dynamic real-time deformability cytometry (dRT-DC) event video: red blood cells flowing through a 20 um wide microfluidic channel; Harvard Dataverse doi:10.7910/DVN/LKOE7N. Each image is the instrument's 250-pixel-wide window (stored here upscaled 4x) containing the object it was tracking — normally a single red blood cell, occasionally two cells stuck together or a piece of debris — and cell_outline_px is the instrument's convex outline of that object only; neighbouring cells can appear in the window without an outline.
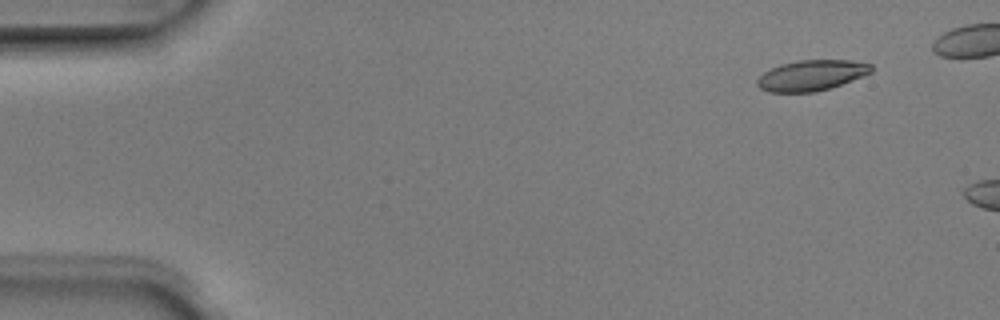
{"species": "Egyptian fruit bat (a non-hibernating species)", "species_latin": "Rousettus aegyptiacus", "temperature_condition": "room temperature", "stored_images_in_passage": 2, "camera_frame_rate_fps": 3000, "um_per_image_px": 0.085, "animal": {"sex": "male"}, "frame": {"image": 1, "passage_image": 1, "time_ms": 0.0, "image_size_px": [1000, 320], "cell_outline_px": [[872, 72], [864, 76], [816, 92], [768, 92], [760, 88], [756, 84], [756, 80], [764, 72], [780, 64], [800, 60], [852, 60], [872, 64]], "centroid_in_image_um": [68.97, 6.4], "position_along_channel_um": 16.0, "area_um2": 20.29}}